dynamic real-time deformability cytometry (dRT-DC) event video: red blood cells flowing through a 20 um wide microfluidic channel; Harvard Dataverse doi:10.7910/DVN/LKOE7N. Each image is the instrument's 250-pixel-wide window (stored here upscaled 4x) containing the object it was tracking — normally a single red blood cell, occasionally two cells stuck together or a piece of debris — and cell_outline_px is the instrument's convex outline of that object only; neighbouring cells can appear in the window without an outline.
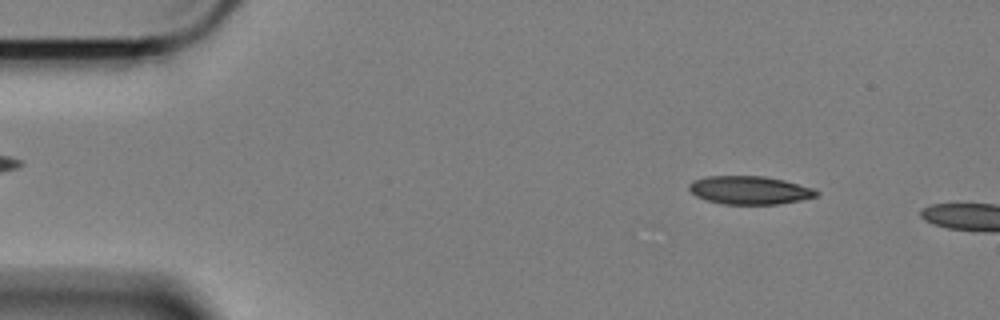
{"species": "Egyptian fruit bat (a non-hibernating species)", "species_latin": "Rousettus aegyptiacus", "temperature_condition": "cold", "stored_images_in_passage": 53, "camera_frame_rate_fps": 3000, "um_per_image_px": 0.085, "animal": {"sex": "female"}, "frame": {"image": 1, "passage_image": 6, "time_ms": 1.667, "image_size_px": [1000, 320], "cell_outline_px": [[820, 192], [816, 196], [800, 200], [780, 204], [720, 204], [704, 200], [696, 196], [688, 188], [688, 184], [692, 180], [708, 176], [764, 176], [784, 180], [812, 188]], "centroid_in_image_um": [63.67, 16.17], "position_along_channel_um": 21.3, "area_um2": 21.04}}
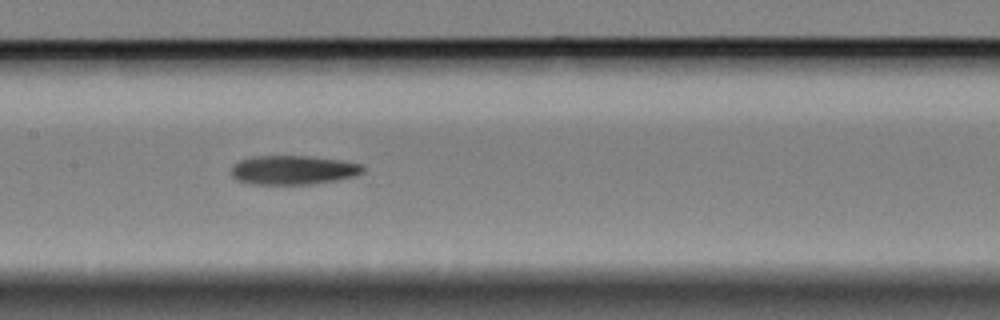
{"frame": {"image": 2, "passage_image": 27, "time_ms": 8.667, "image_size_px": [1000, 320], "cell_outline_px": [[364, 172], [356, 176], [336, 180], [308, 184], [252, 184], [236, 180], [232, 176], [232, 168], [240, 160], [256, 156], [308, 156], [340, 160], [360, 164], [364, 168]], "centroid_in_image_um": [24.93, 14.45], "position_along_channel_um": 182.5, "area_um2": 22.14}}
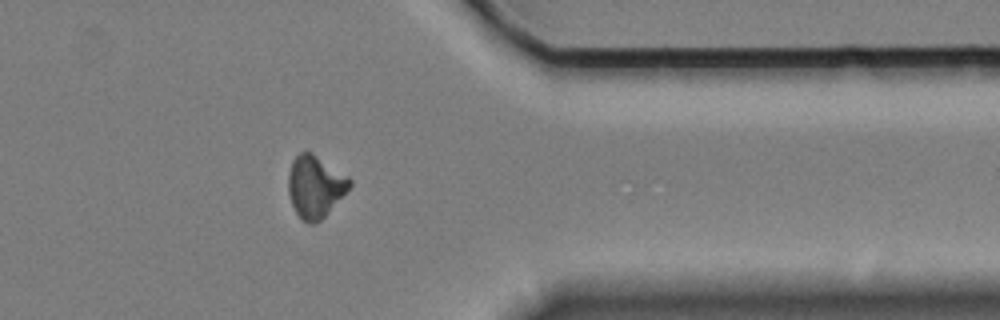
{"frame": {"image": 3, "passage_image": 46, "time_ms": 15.0, "image_size_px": [1000, 320], "cell_outline_px": [[352, 184], [324, 216], [320, 220], [312, 224], [308, 224], [300, 220], [292, 204], [288, 192], [288, 172], [292, 160], [300, 152], [312, 152], [348, 176], [352, 180]], "centroid_in_image_um": [26.76, 15.85], "position_along_channel_um": 384.6, "area_um2": 22.08}}